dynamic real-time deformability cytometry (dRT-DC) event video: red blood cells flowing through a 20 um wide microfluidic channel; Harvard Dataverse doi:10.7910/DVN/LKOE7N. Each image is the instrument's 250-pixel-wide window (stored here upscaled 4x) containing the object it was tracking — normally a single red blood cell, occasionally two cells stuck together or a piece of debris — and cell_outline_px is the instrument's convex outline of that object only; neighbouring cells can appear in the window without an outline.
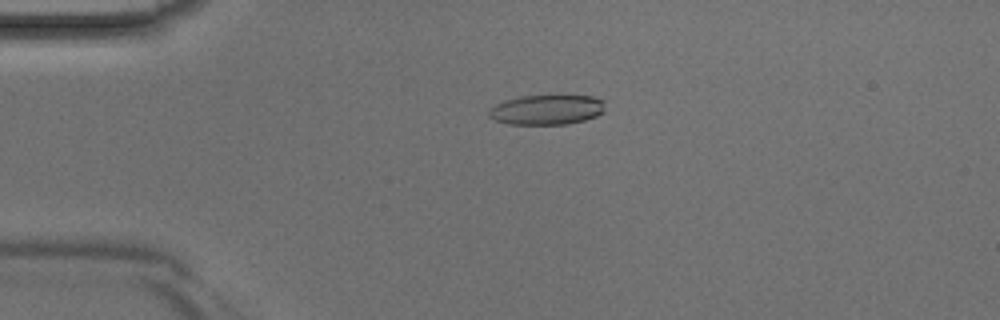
{"species": "Egyptian fruit bat (a non-hibernating species)", "species_latin": "Rousettus aegyptiacus", "temperature_condition": "room temperature", "stored_images_in_passage": 44, "camera_frame_rate_fps": 3000, "um_per_image_px": 0.085, "animal": {"sex": "male"}, "frame": {"image": 1, "passage_image": 10, "time_ms": 3.0, "image_size_px": [1000, 320], "cell_outline_px": [[604, 112], [596, 116], [584, 120], [568, 124], [508, 124], [496, 120], [488, 116], [488, 112], [496, 104], [520, 96], [592, 96], [604, 100]], "centroid_in_image_um": [46.5, 9.33], "position_along_channel_um": 38.5, "area_um2": 20.06}}
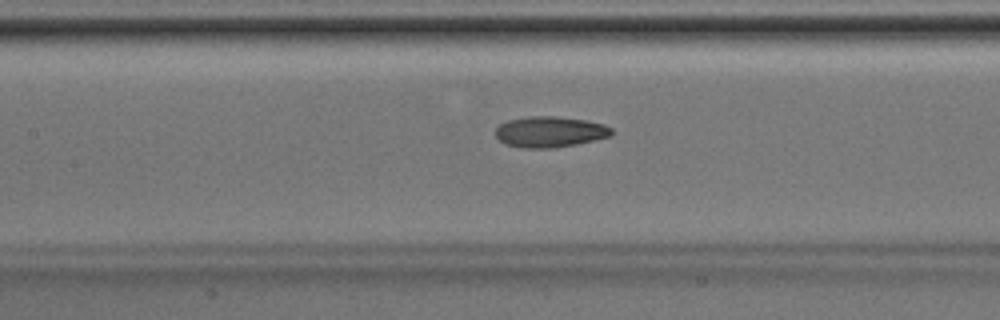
{"frame": {"image": 2, "passage_image": 20, "time_ms": 6.333, "image_size_px": [1000, 320], "cell_outline_px": [[612, 136], [576, 144], [552, 148], [524, 148], [504, 144], [496, 136], [496, 128], [500, 124], [508, 120], [528, 116], [556, 116], [584, 120], [604, 124], [612, 128]], "centroid_in_image_um": [46.74, 11.2], "position_along_channel_um": 160.7, "area_um2": 20.87}}
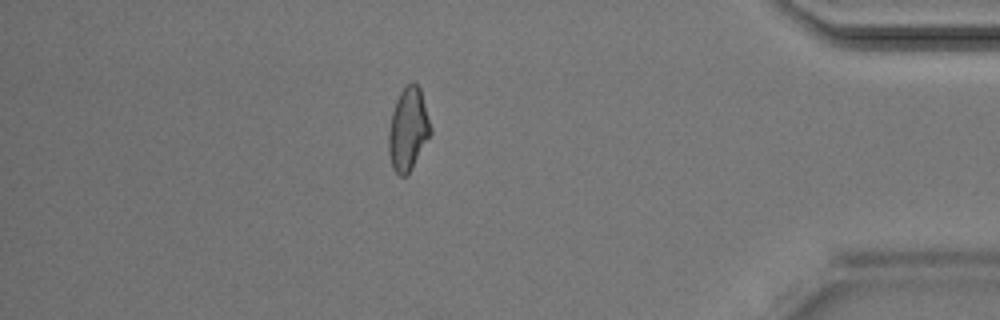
{"frame": {"image": 3, "passage_image": 38, "time_ms": 12.333, "image_size_px": [1000, 320], "cell_outline_px": [[432, 132], [412, 168], [404, 176], [400, 176], [392, 168], [388, 152], [388, 132], [392, 112], [396, 100], [400, 92], [408, 84], [416, 84], [420, 88], [432, 128]], "centroid_in_image_um": [34.68, 11.0], "position_along_channel_um": 400.5, "area_um2": 20.11}}